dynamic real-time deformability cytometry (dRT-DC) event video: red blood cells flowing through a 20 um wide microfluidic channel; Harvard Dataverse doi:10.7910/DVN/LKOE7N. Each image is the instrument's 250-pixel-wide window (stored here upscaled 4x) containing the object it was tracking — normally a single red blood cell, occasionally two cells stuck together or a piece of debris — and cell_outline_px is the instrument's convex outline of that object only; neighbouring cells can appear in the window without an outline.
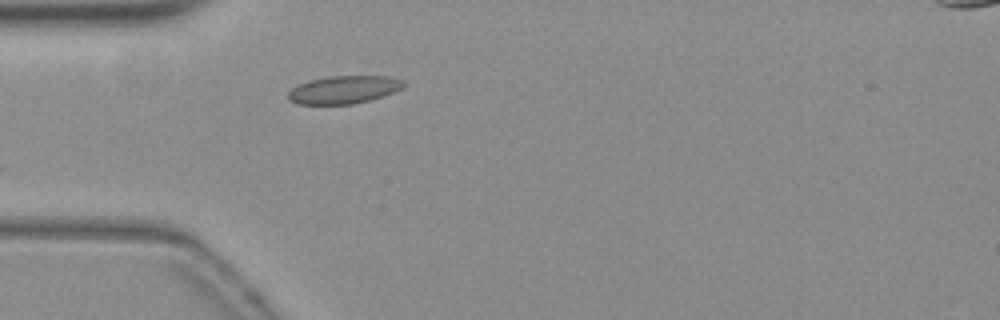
{"species": "common noctule bat (a hibernating species)", "species_latin": "Nyctalus noctula", "temperature_condition": "warm", "stored_images_in_passage": 13, "camera_frame_rate_fps": 3000, "um_per_image_px": 0.085, "animal": {"sex": "female", "body_mass_g": 19.3, "forearm_length_mm": 54.1}, "frame": {"image": 1, "passage_image": 1, "time_ms": 0.0, "image_size_px": [1000, 320], "cell_outline_px": [[404, 84], [400, 88], [392, 92], [368, 100], [352, 104], [296, 104], [288, 100], [288, 92], [292, 88], [308, 80], [328, 76], [388, 76], [404, 80]], "centroid_in_image_um": [29.16, 7.61], "position_along_channel_um": 55.8, "area_um2": 18.55}}
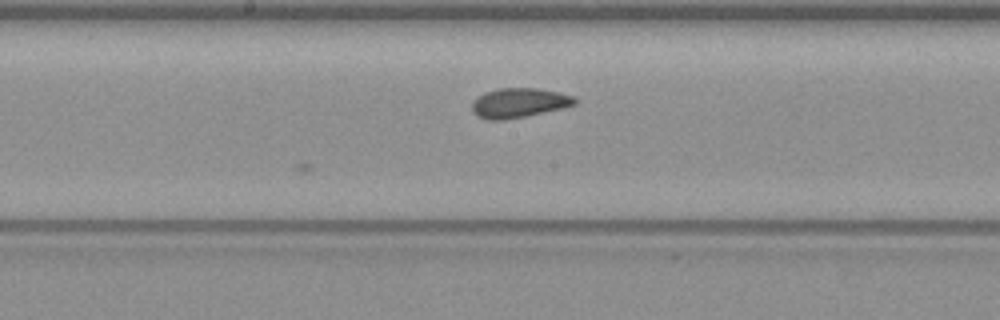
{"frame": {"image": 2, "passage_image": 13, "time_ms": 4.0, "image_size_px": [1000, 320], "cell_outline_px": [[576, 104], [560, 108], [524, 116], [504, 120], [488, 120], [476, 116], [472, 112], [472, 104], [484, 92], [496, 88], [536, 88], [560, 92], [576, 96]], "centroid_in_image_um": [44.1, 8.73], "position_along_channel_um": 204.1, "area_um2": 17.63}}